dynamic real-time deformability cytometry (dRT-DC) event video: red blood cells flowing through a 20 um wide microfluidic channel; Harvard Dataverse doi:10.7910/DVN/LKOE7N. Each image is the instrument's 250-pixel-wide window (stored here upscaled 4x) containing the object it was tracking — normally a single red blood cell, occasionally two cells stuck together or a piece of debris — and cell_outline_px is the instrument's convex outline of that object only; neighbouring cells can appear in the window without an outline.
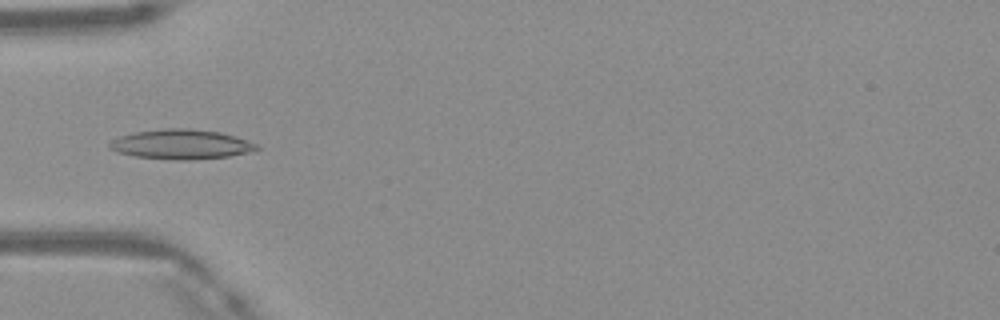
{"species": "Egyptian fruit bat (a non-hibernating species)", "species_latin": "Rousettus aegyptiacus", "temperature_condition": "warm", "stored_images_in_passage": 49, "camera_frame_rate_fps": 3000, "um_per_image_px": 0.085, "frame": {"image": 1, "passage_image": 16, "time_ms": 5.0, "image_size_px": [1000, 320], "cell_outline_px": [[260, 148], [256, 152], [228, 156], [188, 160], [172, 160], [132, 156], [116, 152], [108, 148], [108, 144], [112, 140], [120, 136], [136, 132], [164, 128], [188, 128], [220, 132], [236, 136], [256, 144]], "centroid_in_image_um": [15.4, 12.27], "position_along_channel_um": 69.6, "area_um2": 25.72}}
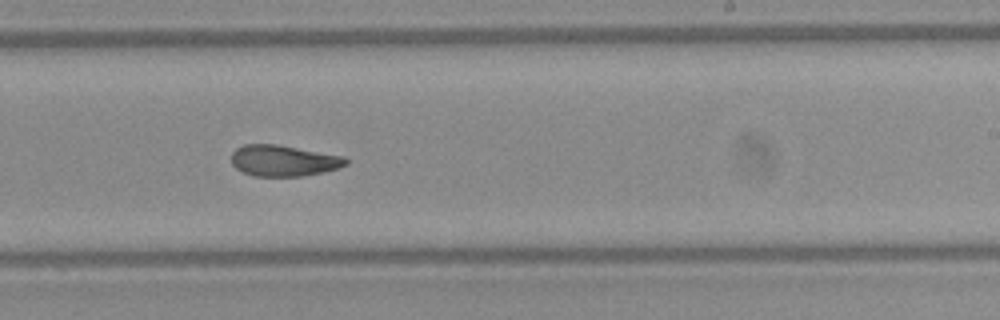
{"frame": {"image": 2, "passage_image": 30, "time_ms": 9.667, "image_size_px": [1000, 320], "cell_outline_px": [[348, 164], [340, 168], [300, 176], [252, 176], [236, 168], [232, 164], [232, 152], [236, 148], [244, 144], [276, 144], [344, 156], [348, 160]], "centroid_in_image_um": [24.1, 13.65], "position_along_channel_um": 264.9, "area_um2": 20.69}}
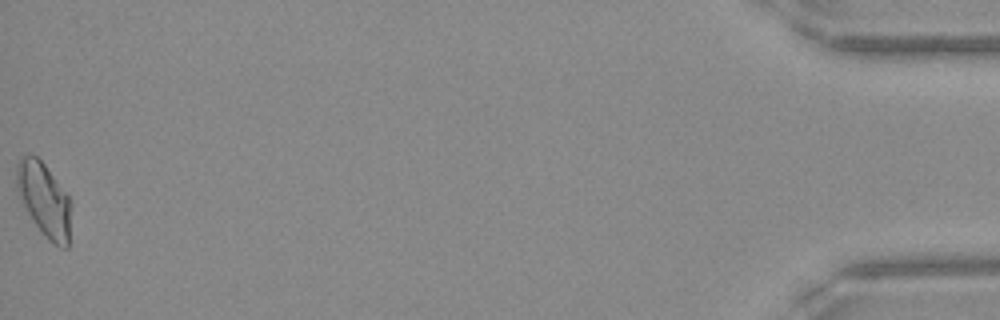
{"frame": {"image": 3, "passage_image": 49, "time_ms": 16.0, "image_size_px": [1000, 320], "cell_outline_px": [[68, 248], [60, 248], [48, 240], [32, 220], [16, 188], [16, 164], [24, 156], [36, 156], [44, 164], [68, 196]], "centroid_in_image_um": [3.71, 16.97], "position_along_channel_um": 431.5, "area_um2": 22.43}, "authors_computed_cell_mechanics": {"area_um2": 21.964, "velocity_mm_per_s": 4.1718, "shape_relaxation_time_tau1_ms": 9.6409, "shape_relaxation_time_tau2_ms": 2.0852, "deformation_change_tau1": 0.2329, "deformation_change_tau2": 0.0793}}